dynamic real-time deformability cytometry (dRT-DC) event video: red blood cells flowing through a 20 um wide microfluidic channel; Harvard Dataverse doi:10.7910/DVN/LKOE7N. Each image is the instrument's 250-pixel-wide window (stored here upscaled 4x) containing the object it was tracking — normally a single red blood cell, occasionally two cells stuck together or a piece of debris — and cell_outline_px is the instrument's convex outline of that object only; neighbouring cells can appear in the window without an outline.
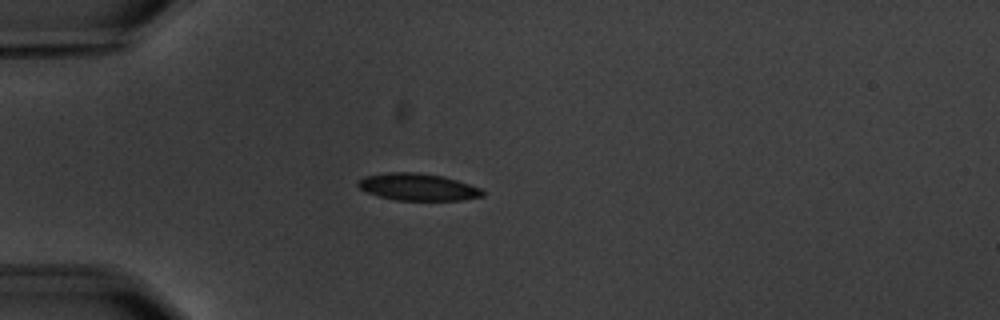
{"species": "common noctule bat (a hibernating species)", "species_latin": "Nyctalus noctula", "temperature_condition": "warm", "stored_images_in_passage": 7, "camera_frame_rate_fps": 3000, "um_per_image_px": 0.085, "animal": {"sex": "male", "body_mass_g": 20.1, "forearm_length_mm": 53.5}, "frame": {"image": 1, "passage_image": 3, "time_ms": 3.333, "image_size_px": [1000, 320], "cell_outline_px": [[484, 196], [460, 200], [396, 200], [380, 196], [368, 192], [360, 188], [356, 184], [356, 180], [364, 176], [388, 172], [416, 172], [440, 176], [456, 180], [480, 188], [484, 192]], "centroid_in_image_um": [35.48, 15.89], "position_along_channel_um": 49.5, "area_um2": 19.48}}
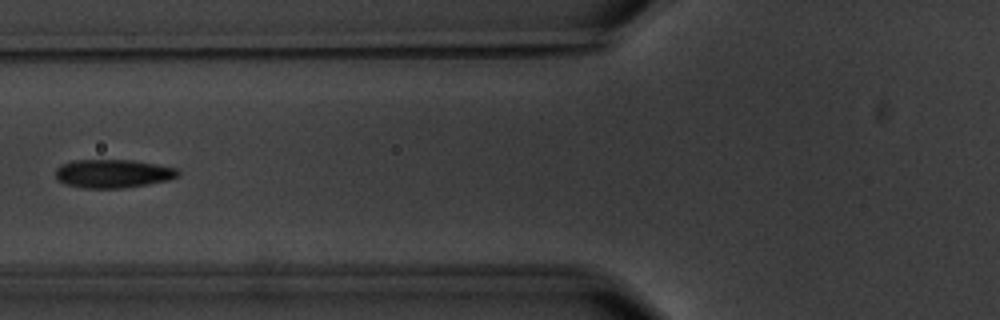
{"frame": {"image": 2, "passage_image": 5, "time_ms": 5.667, "image_size_px": [1000, 320], "cell_outline_px": [[180, 176], [168, 180], [148, 184], [124, 188], [80, 188], [64, 184], [56, 180], [56, 168], [60, 164], [72, 160], [132, 160], [156, 164], [176, 168], [180, 172]], "centroid_in_image_um": [9.57, 14.76], "position_along_channel_um": 116.2, "area_um2": 20.58}}
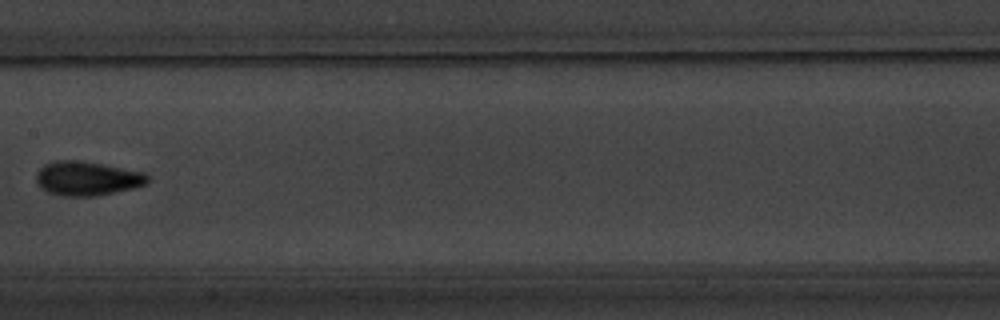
{"frame": {"image": 3, "passage_image": 7, "time_ms": 8.0, "image_size_px": [1000, 320], "cell_outline_px": [[148, 184], [132, 188], [96, 196], [60, 196], [48, 192], [40, 188], [36, 180], [36, 172], [44, 164], [56, 160], [80, 160], [144, 172], [148, 176]], "centroid_in_image_um": [7.37, 15.17], "position_along_channel_um": 200.0, "area_um2": 22.25}}